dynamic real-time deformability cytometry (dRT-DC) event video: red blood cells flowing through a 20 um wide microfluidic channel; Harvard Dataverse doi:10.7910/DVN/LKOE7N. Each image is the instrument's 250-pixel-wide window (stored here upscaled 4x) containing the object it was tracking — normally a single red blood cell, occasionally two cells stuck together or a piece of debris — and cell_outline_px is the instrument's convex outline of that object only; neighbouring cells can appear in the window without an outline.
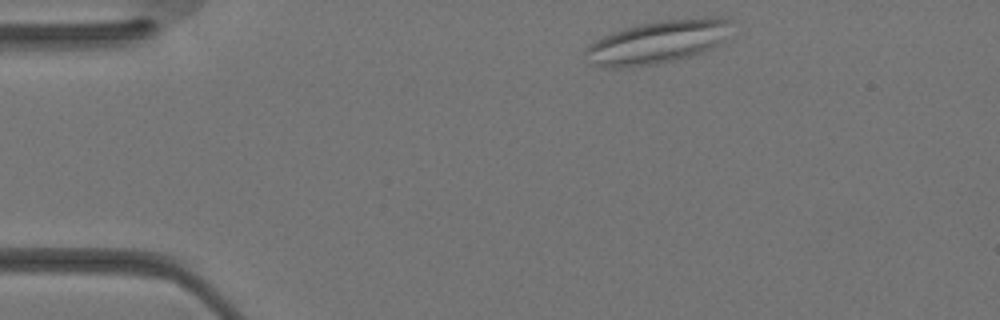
{"species": "Egyptian fruit bat (a non-hibernating species)", "species_latin": "Rousettus aegyptiacus", "temperature_condition": "warm", "stored_images_in_passage": 15, "camera_frame_rate_fps": 3000, "um_per_image_px": 0.085, "animal": {"sex": "female"}, "frame": {"image": 1, "passage_image": 1, "time_ms": 0.0, "image_size_px": [1000, 320], "cell_outline_px": [[728, 20], [720, 44], [700, 52], [688, 56], [656, 64], [624, 68], [604, 68], [588, 64], [584, 52], [584, 48], [588, 44], [604, 36], [640, 24], [656, 20], [704, 16], [720, 16]], "centroid_in_image_um": [55.78, 3.58], "position_along_channel_um": 29.2, "area_um2": 36.3}}
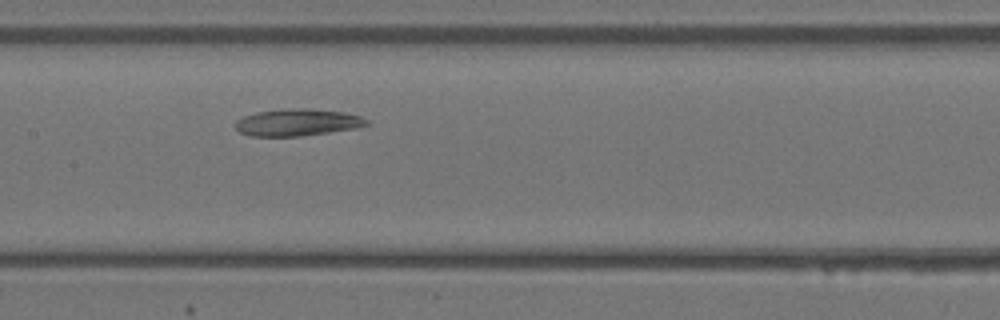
{"frame": {"image": 2, "passage_image": 12, "time_ms": 3.667, "image_size_px": [1000, 320], "cell_outline_px": [[372, 124], [356, 128], [300, 136], [248, 136], [240, 132], [232, 124], [236, 120], [244, 116], [256, 112], [288, 108], [308, 108], [344, 112], [360, 116], [368, 120]], "centroid_in_image_um": [25.27, 10.4], "position_along_channel_um": 182.1, "area_um2": 20.81}}
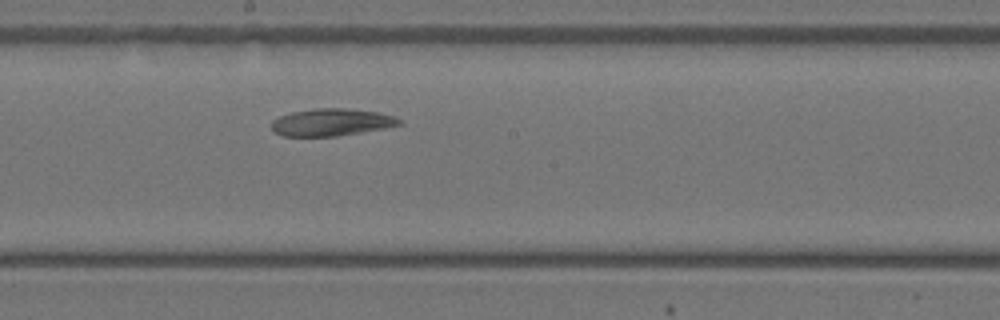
{"frame": {"image": 3, "passage_image": 14, "time_ms": 4.333, "image_size_px": [1000, 320], "cell_outline_px": [[404, 124], [384, 128], [336, 136], [280, 136], [272, 132], [272, 120], [280, 116], [292, 112], [312, 108], [344, 108], [376, 112], [392, 116], [400, 120]], "centroid_in_image_um": [28.12, 10.39], "position_along_channel_um": 220.1, "area_um2": 20.23}}